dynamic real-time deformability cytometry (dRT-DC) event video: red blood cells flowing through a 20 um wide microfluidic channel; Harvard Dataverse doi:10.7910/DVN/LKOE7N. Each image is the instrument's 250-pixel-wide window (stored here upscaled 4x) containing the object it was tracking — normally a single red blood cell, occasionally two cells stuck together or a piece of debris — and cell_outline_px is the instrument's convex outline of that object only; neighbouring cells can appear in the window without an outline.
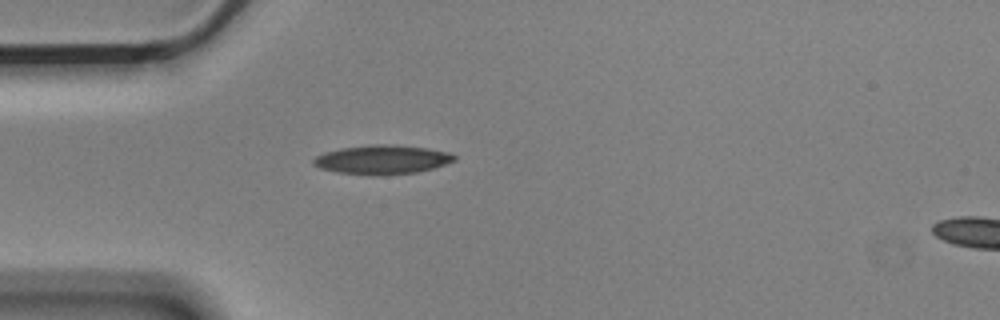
{"species": "Egyptian fruit bat (a non-hibernating species)", "species_latin": "Rousettus aegyptiacus", "temperature_condition": "cold", "stored_images_in_passage": 2, "segment_of_instrument_passage": [1, 2], "camera_frame_rate_fps": 3000, "um_per_image_px": 0.085, "animal": {"sex": "male"}, "frame": {"image": 1, "passage_image": 1, "time_ms": 0.0, "image_size_px": [1000, 320], "cell_outline_px": [[456, 160], [432, 168], [416, 172], [384, 176], [372, 176], [336, 172], [320, 168], [312, 164], [312, 160], [316, 156], [324, 152], [340, 148], [372, 144], [396, 144], [428, 148], [448, 152], [456, 156]], "centroid_in_image_um": [32.45, 13.57], "position_along_channel_um": 52.5, "area_um2": 24.22}}